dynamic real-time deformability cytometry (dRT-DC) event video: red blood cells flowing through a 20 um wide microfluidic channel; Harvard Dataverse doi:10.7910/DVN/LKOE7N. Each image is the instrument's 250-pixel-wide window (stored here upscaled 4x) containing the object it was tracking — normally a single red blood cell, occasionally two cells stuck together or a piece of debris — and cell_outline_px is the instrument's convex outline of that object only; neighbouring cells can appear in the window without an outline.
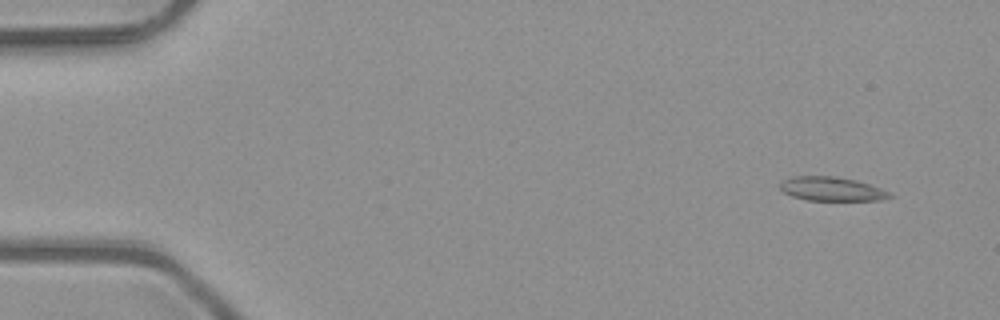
{"species": "common noctule bat (a hibernating species)", "species_latin": "Nyctalus noctula", "temperature_condition": "room temperature", "stored_images_in_passage": 4, "camera_frame_rate_fps": 3000, "um_per_image_px": 0.085, "animal": {"sex": "male", "body_mass_g": 23.1, "forearm_length_mm": 52.7}, "frame": {"image": 1, "passage_image": 1, "time_ms": 0.0, "image_size_px": [1000, 320], "cell_outline_px": [[892, 196], [880, 200], [808, 200], [792, 196], [784, 192], [780, 188], [780, 180], [792, 176], [836, 176], [856, 180], [880, 188], [888, 192]], "centroid_in_image_um": [70.63, 16.05], "position_along_channel_um": 14.4, "area_um2": 15.2}}
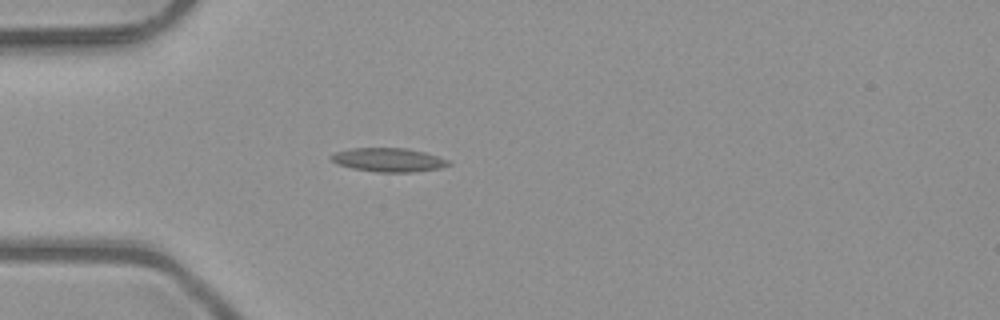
{"frame": {"image": 2, "passage_image": 4, "time_ms": 1.0, "image_size_px": [1000, 320], "cell_outline_px": [[452, 164], [440, 168], [408, 172], [376, 172], [352, 168], [336, 164], [328, 156], [336, 152], [352, 148], [408, 148], [424, 152], [448, 160]], "centroid_in_image_um": [32.99, 13.59], "position_along_channel_um": 52.0, "area_um2": 16.18}}